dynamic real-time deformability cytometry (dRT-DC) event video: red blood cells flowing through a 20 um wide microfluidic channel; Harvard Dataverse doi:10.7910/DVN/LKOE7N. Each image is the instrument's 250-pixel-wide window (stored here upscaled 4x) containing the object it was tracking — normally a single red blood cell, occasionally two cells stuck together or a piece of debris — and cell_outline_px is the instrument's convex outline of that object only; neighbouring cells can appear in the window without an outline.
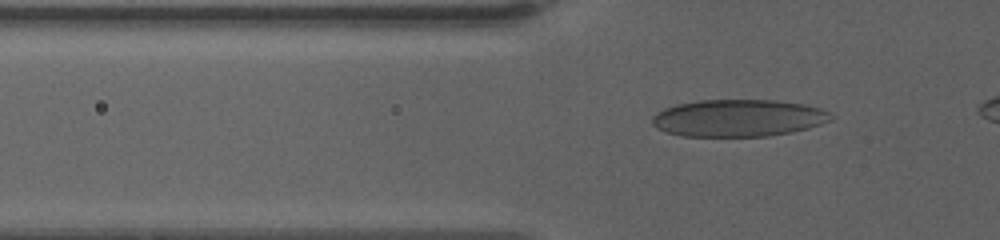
{"species": "human", "species_latin": "Homo sapiens", "temperature_condition": "warm", "stored_images_in_passage": 43, "camera_frame_rate_fps": 3000, "um_per_image_px": 0.085, "donor": {"sex": "female"}, "frame": {"image": 1, "passage_image": 8, "time_ms": 2.333, "image_size_px": [1000, 240], "cell_outline_px": [[832, 120], [808, 128], [768, 136], [684, 136], [664, 132], [656, 128], [652, 124], [652, 116], [656, 112], [664, 108], [676, 104], [700, 100], [776, 100], [804, 104], [820, 108], [828, 112], [832, 116]], "centroid_in_image_um": [62.71, 10.03], "position_along_channel_um": 63.1, "area_um2": 38.73}}
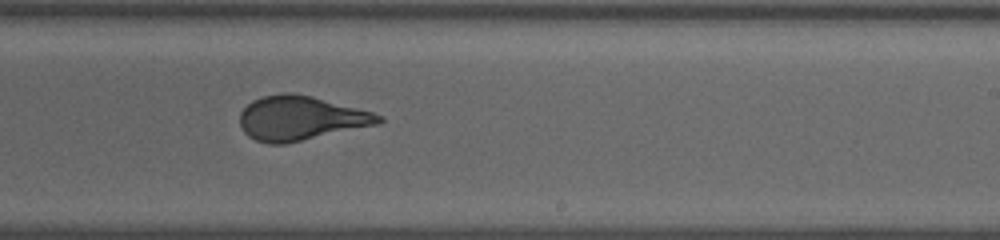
{"frame": {"image": 2, "passage_image": 26, "time_ms": 8.333, "image_size_px": [1000, 240], "cell_outline_px": [[384, 120], [380, 124], [284, 144], [268, 144], [256, 140], [248, 136], [244, 132], [240, 124], [240, 112], [252, 100], [264, 96], [284, 92], [292, 92], [312, 96], [372, 112], [384, 116]], "centroid_in_image_um": [25.56, 10.05], "position_along_channel_um": 263.4, "area_um2": 35.84}}
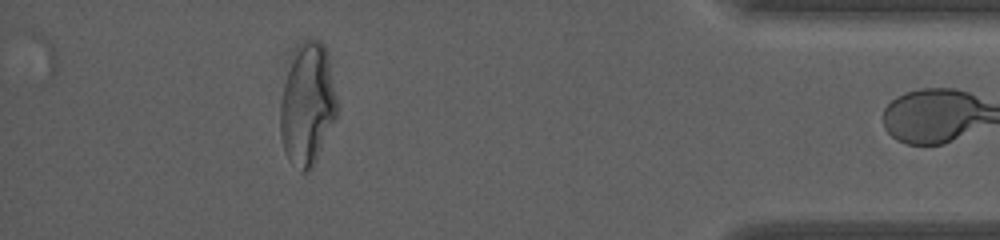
{"frame": {"image": 3, "passage_image": 42, "time_ms": 13.667, "image_size_px": [1000, 240], "cell_outline_px": [[340, 108], [336, 120], [312, 168], [308, 172], [300, 172], [288, 160], [284, 152], [280, 136], [280, 100], [284, 84], [288, 72], [304, 40], [320, 40], [324, 44]], "centroid_in_image_um": [26.16, 9.0], "position_along_channel_um": 409.0, "area_um2": 40.17}}